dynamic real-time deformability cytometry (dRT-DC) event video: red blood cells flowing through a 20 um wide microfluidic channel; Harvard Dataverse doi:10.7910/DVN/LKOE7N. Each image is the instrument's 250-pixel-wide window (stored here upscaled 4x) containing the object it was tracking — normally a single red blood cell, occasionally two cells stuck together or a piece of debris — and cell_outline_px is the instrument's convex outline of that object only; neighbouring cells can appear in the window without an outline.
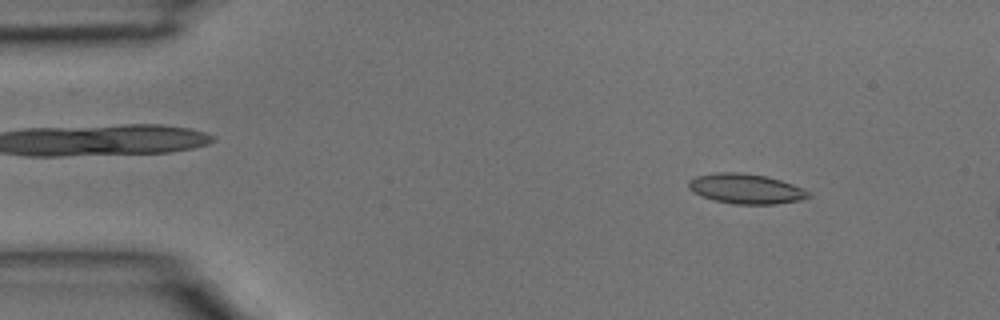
{"species": "common noctule bat (a hibernating species)", "species_latin": "Nyctalus noctula", "temperature_condition": "room temperature", "stored_images_in_passage": 2, "camera_frame_rate_fps": 3000, "um_per_image_px": 0.085, "animal": {"sex": "male", "body_mass_g": 15.6}, "frame": {"image": 1, "passage_image": 1, "time_ms": 0.0, "image_size_px": [1000, 320], "cell_outline_px": [[812, 196], [800, 200], [776, 204], [732, 204], [700, 196], [692, 192], [688, 188], [688, 180], [696, 176], [716, 172], [740, 172], [768, 176], [804, 188]], "centroid_in_image_um": [63.38, 16.04], "position_along_channel_um": 21.6, "area_um2": 21.1}}